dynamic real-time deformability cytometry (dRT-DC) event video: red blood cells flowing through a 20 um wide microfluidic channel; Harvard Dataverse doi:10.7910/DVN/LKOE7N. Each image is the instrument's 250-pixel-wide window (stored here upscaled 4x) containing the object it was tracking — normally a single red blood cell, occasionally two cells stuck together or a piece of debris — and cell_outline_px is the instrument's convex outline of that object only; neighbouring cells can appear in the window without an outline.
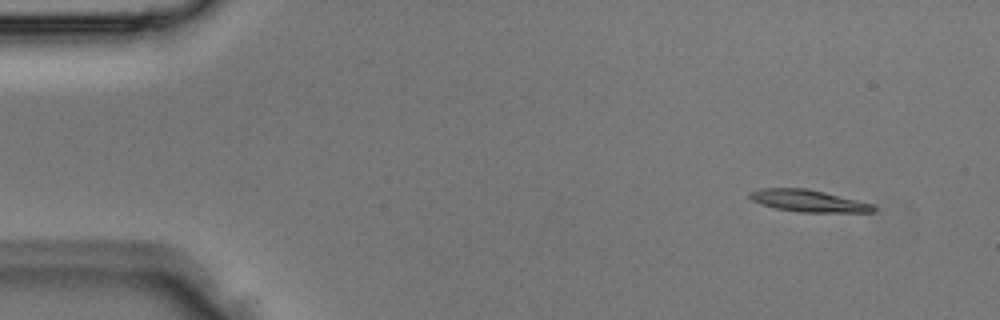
{"species": "Egyptian fruit bat (a non-hibernating species)", "species_latin": "Rousettus aegyptiacus", "temperature_condition": "room temperature", "stored_images_in_passage": 3, "camera_frame_rate_fps": 3000, "um_per_image_px": 0.085, "animal": {"sex": "male"}, "frame": {"image": 1, "passage_image": 1, "time_ms": 0.0, "image_size_px": [1000, 320], "cell_outline_px": [[876, 212], [800, 212], [776, 208], [760, 204], [752, 200], [748, 196], [748, 192], [764, 188], [808, 188], [872, 204], [876, 208]], "centroid_in_image_um": [68.68, 17.07], "position_along_channel_um": 16.3, "area_um2": 15.72}}